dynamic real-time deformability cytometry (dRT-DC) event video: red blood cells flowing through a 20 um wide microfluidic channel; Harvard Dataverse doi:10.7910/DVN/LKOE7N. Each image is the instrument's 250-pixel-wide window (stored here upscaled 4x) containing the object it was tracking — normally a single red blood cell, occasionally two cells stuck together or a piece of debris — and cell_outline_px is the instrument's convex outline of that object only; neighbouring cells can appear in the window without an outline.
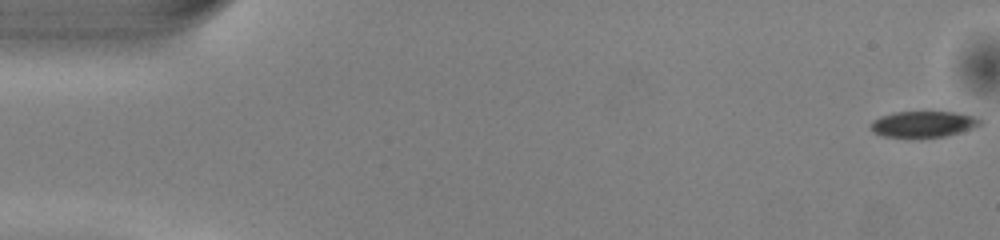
{"species": "common noctule bat (a hibernating species)", "species_latin": "Nyctalus noctula", "temperature_condition": "warm", "stored_images_in_passage": 51, "camera_frame_rate_fps": 3000, "um_per_image_px": 0.085, "animal": {"sex": "male", "body_mass_g": 13.0, "forearm_length_mm": 53.1}, "frame": {"image": 1, "passage_image": 1, "time_ms": 0.0, "image_size_px": [1000, 240], "cell_outline_px": [[984, 124], [976, 128], [944, 136], [920, 140], [884, 136], [872, 132], [868, 124], [872, 120], [880, 116], [892, 112], [960, 112], [976, 116], [984, 120]], "centroid_in_image_um": [78.5, 10.58], "position_along_channel_um": 6.5, "area_um2": 17.69}}
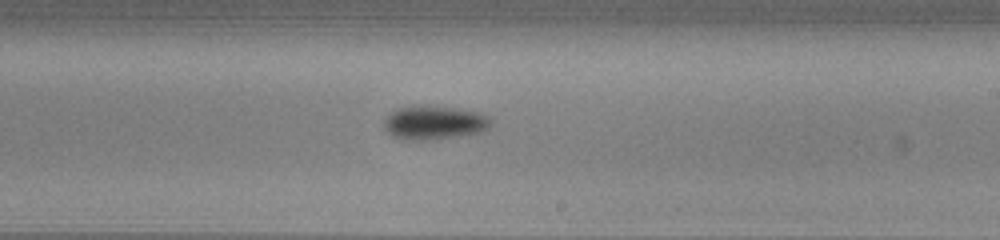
{"frame": {"image": 2, "passage_image": 30, "time_ms": 9.667, "image_size_px": [1000, 240], "cell_outline_px": [[492, 124], [488, 128], [480, 132], [456, 136], [424, 140], [400, 140], [392, 136], [384, 128], [384, 120], [396, 108], [416, 104], [452, 108], [480, 112], [488, 116], [492, 120]], "centroid_in_image_um": [36.88, 10.41], "position_along_channel_um": 252.1, "area_um2": 21.15}}
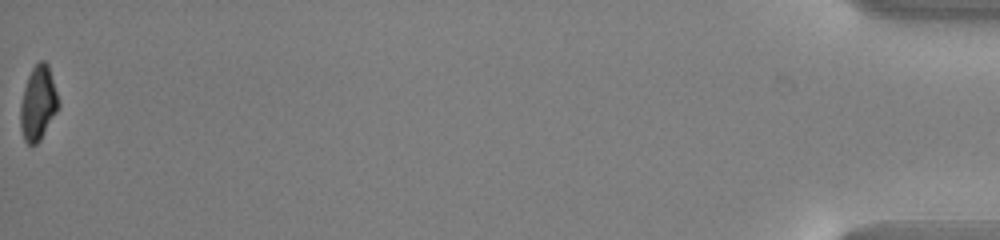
{"frame": {"image": 3, "passage_image": 51, "time_ms": 16.667, "image_size_px": [1000, 240], "cell_outline_px": [[60, 104], [56, 112], [40, 140], [36, 144], [28, 144], [24, 140], [20, 128], [20, 104], [24, 88], [28, 76], [32, 68], [40, 60], [44, 60], [48, 64]], "centroid_in_image_um": [3.22, 8.77], "position_along_channel_um": 432.0, "area_um2": 16.36}, "authors_computed_cell_mechanics": {"area_um2": 18.9006, "velocity_mm_per_s": 4.0763, "shape_relaxation_time_tau1_ms": 2.1238, "shape_relaxation_time_tau2_ms": null, "deformation_change_tau1": 0.0966, "deformation_change_tau2": null}}